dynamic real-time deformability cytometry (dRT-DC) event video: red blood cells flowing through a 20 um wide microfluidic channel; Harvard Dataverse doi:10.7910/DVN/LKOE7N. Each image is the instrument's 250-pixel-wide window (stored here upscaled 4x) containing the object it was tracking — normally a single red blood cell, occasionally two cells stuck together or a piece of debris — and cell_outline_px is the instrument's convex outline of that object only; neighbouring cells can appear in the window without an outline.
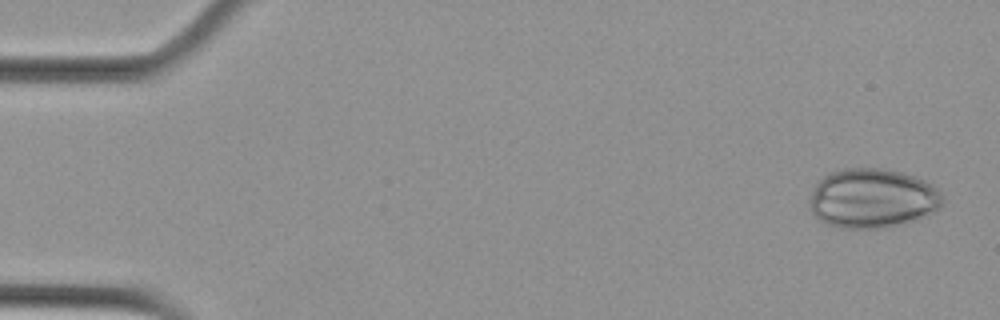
{"species": "Egyptian fruit bat (a non-hibernating species)", "species_latin": "Rousettus aegyptiacus", "temperature_condition": "cold", "stored_images_in_passage": 6, "camera_frame_rate_fps": 3000, "um_per_image_px": 0.085, "animal": {"sex": "female"}, "frame": {"image": 1, "passage_image": 1, "time_ms": 0.0, "image_size_px": [1000, 320], "cell_outline_px": [[944, 200], [940, 208], [916, 220], [880, 228], [840, 228], [828, 224], [820, 220], [812, 212], [812, 192], [816, 184], [824, 176], [832, 172], [844, 168], [880, 168], [900, 172], [924, 180], [932, 184], [944, 196]], "centroid_in_image_um": [74.19, 16.86], "position_along_channel_um": 10.8, "area_um2": 45.66}}